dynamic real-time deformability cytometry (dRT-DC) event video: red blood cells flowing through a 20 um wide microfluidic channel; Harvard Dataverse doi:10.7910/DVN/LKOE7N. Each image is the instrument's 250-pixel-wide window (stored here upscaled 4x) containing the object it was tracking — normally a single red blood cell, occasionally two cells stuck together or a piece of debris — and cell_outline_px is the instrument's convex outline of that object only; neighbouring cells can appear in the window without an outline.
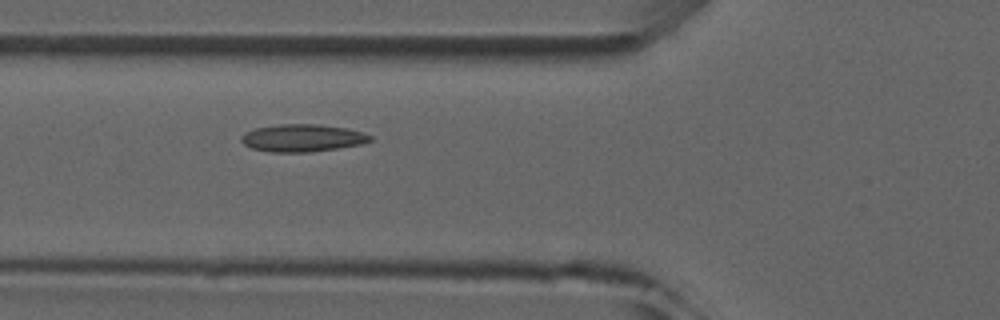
{"species": "common noctule bat (a hibernating species)", "species_latin": "Nyctalus noctula", "temperature_condition": "room temperature", "stored_images_in_passage": 3, "camera_frame_rate_fps": 3000, "um_per_image_px": 0.085, "animal": {"sex": "male", "forearm_length_mm": 52.5}, "frame": {"image": 1, "passage_image": 3, "time_ms": 2.333, "image_size_px": [1000, 320], "cell_outline_px": [[372, 140], [360, 144], [336, 148], [308, 152], [268, 152], [252, 148], [244, 144], [240, 140], [240, 136], [244, 132], [256, 128], [280, 124], [316, 124], [348, 128], [364, 132], [372, 136]], "centroid_in_image_um": [25.68, 11.72], "position_along_channel_um": 100.1, "area_um2": 20.63}}